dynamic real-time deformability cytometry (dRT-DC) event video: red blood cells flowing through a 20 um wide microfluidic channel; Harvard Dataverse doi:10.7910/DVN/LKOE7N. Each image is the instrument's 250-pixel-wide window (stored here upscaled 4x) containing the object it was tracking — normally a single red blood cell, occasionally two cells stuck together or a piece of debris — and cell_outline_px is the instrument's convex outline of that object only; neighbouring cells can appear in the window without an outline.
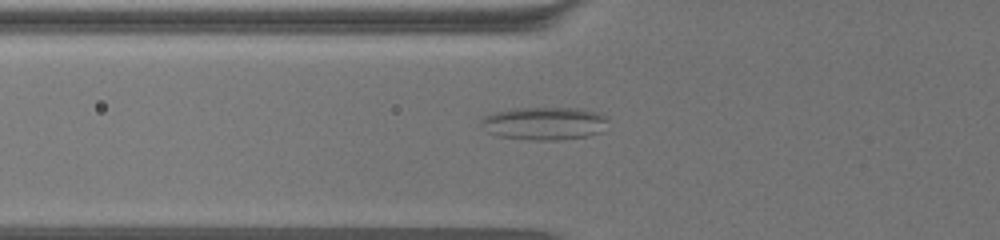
{"species": "common noctule bat (a hibernating species)", "species_latin": "Nyctalus noctula", "temperature_condition": "warm", "stored_images_in_passage": 8, "camera_frame_rate_fps": 3000, "um_per_image_px": 0.085, "animal": {"sex": "female", "body_mass_g": 19.5, "forearm_length_mm": 54.1}, "frame": {"image": 1, "passage_image": 6, "time_ms": 1.667, "image_size_px": [1000, 240], "cell_outline_px": [[608, 120], [604, 132], [588, 136], [560, 140], [532, 140], [500, 136], [488, 132], [480, 128], [480, 120], [484, 116], [496, 112], [512, 108], [580, 108], [596, 112], [608, 116]], "centroid_in_image_um": [46.29, 10.49], "position_along_channel_um": 79.5, "area_um2": 24.74}}
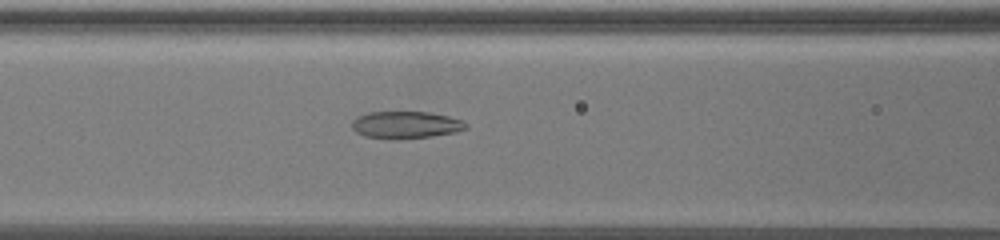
{"frame": {"image": 2, "passage_image": 8, "time_ms": 2.333, "image_size_px": [1000, 240], "cell_outline_px": [[468, 128], [456, 132], [432, 136], [400, 140], [388, 140], [364, 136], [356, 132], [352, 128], [352, 120], [356, 116], [368, 112], [428, 112], [448, 116], [464, 120], [468, 124]], "centroid_in_image_um": [34.48, 10.63], "position_along_channel_um": 132.1, "area_um2": 18.5}}